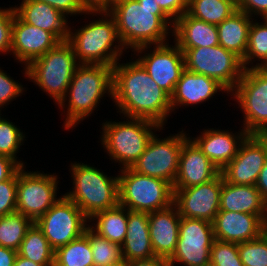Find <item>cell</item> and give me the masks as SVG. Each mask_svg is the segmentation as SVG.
<instances>
[{
    "label": "cell",
    "mask_w": 267,
    "mask_h": 266,
    "mask_svg": "<svg viewBox=\"0 0 267 266\" xmlns=\"http://www.w3.org/2000/svg\"><path fill=\"white\" fill-rule=\"evenodd\" d=\"M0 114V155L9 157L21 166H25L24 162L17 160V153L20 146L24 143L25 135L10 120L3 118Z\"/></svg>",
    "instance_id": "36"
},
{
    "label": "cell",
    "mask_w": 267,
    "mask_h": 266,
    "mask_svg": "<svg viewBox=\"0 0 267 266\" xmlns=\"http://www.w3.org/2000/svg\"><path fill=\"white\" fill-rule=\"evenodd\" d=\"M73 179L72 191L64 195L74 202L90 219L95 213L119 204V179L108 177L100 169L84 163L70 164Z\"/></svg>",
    "instance_id": "5"
},
{
    "label": "cell",
    "mask_w": 267,
    "mask_h": 266,
    "mask_svg": "<svg viewBox=\"0 0 267 266\" xmlns=\"http://www.w3.org/2000/svg\"><path fill=\"white\" fill-rule=\"evenodd\" d=\"M174 43L184 53L187 49L219 45L217 25L190 16L187 12L174 22Z\"/></svg>",
    "instance_id": "26"
},
{
    "label": "cell",
    "mask_w": 267,
    "mask_h": 266,
    "mask_svg": "<svg viewBox=\"0 0 267 266\" xmlns=\"http://www.w3.org/2000/svg\"><path fill=\"white\" fill-rule=\"evenodd\" d=\"M227 90L215 79L184 70L171 95L172 111L180 106L197 105L213 98L217 92ZM179 106V107H178ZM176 107V108H175Z\"/></svg>",
    "instance_id": "24"
},
{
    "label": "cell",
    "mask_w": 267,
    "mask_h": 266,
    "mask_svg": "<svg viewBox=\"0 0 267 266\" xmlns=\"http://www.w3.org/2000/svg\"><path fill=\"white\" fill-rule=\"evenodd\" d=\"M254 20L253 18L249 28L248 46L242 60L244 69L267 68V18H263L261 23ZM257 58L260 63L256 62L255 66L252 65Z\"/></svg>",
    "instance_id": "33"
},
{
    "label": "cell",
    "mask_w": 267,
    "mask_h": 266,
    "mask_svg": "<svg viewBox=\"0 0 267 266\" xmlns=\"http://www.w3.org/2000/svg\"><path fill=\"white\" fill-rule=\"evenodd\" d=\"M214 231L212 222L204 219L181 217L179 238L175 252L168 259L169 266L179 263L182 266L210 265V252Z\"/></svg>",
    "instance_id": "13"
},
{
    "label": "cell",
    "mask_w": 267,
    "mask_h": 266,
    "mask_svg": "<svg viewBox=\"0 0 267 266\" xmlns=\"http://www.w3.org/2000/svg\"><path fill=\"white\" fill-rule=\"evenodd\" d=\"M108 12L115 19L123 47L132 52L142 46L167 43L174 27V21L156 0H116Z\"/></svg>",
    "instance_id": "2"
},
{
    "label": "cell",
    "mask_w": 267,
    "mask_h": 266,
    "mask_svg": "<svg viewBox=\"0 0 267 266\" xmlns=\"http://www.w3.org/2000/svg\"><path fill=\"white\" fill-rule=\"evenodd\" d=\"M94 266H107L122 259L121 246L98 235L88 226Z\"/></svg>",
    "instance_id": "35"
},
{
    "label": "cell",
    "mask_w": 267,
    "mask_h": 266,
    "mask_svg": "<svg viewBox=\"0 0 267 266\" xmlns=\"http://www.w3.org/2000/svg\"><path fill=\"white\" fill-rule=\"evenodd\" d=\"M90 14L101 15V18L90 21L75 32H72L70 26L67 41L72 45L80 64L113 66L121 61L123 52H127L119 39L115 19L108 11Z\"/></svg>",
    "instance_id": "4"
},
{
    "label": "cell",
    "mask_w": 267,
    "mask_h": 266,
    "mask_svg": "<svg viewBox=\"0 0 267 266\" xmlns=\"http://www.w3.org/2000/svg\"><path fill=\"white\" fill-rule=\"evenodd\" d=\"M267 159V135L248 134L237 155L220 171L223 179L236 185H254Z\"/></svg>",
    "instance_id": "16"
},
{
    "label": "cell",
    "mask_w": 267,
    "mask_h": 266,
    "mask_svg": "<svg viewBox=\"0 0 267 266\" xmlns=\"http://www.w3.org/2000/svg\"><path fill=\"white\" fill-rule=\"evenodd\" d=\"M14 266H45L44 264L35 263L29 259H26L19 254L17 255Z\"/></svg>",
    "instance_id": "50"
},
{
    "label": "cell",
    "mask_w": 267,
    "mask_h": 266,
    "mask_svg": "<svg viewBox=\"0 0 267 266\" xmlns=\"http://www.w3.org/2000/svg\"><path fill=\"white\" fill-rule=\"evenodd\" d=\"M21 167L18 161L0 155V182L11 178Z\"/></svg>",
    "instance_id": "45"
},
{
    "label": "cell",
    "mask_w": 267,
    "mask_h": 266,
    "mask_svg": "<svg viewBox=\"0 0 267 266\" xmlns=\"http://www.w3.org/2000/svg\"><path fill=\"white\" fill-rule=\"evenodd\" d=\"M54 266H94L88 227L81 236L55 250Z\"/></svg>",
    "instance_id": "31"
},
{
    "label": "cell",
    "mask_w": 267,
    "mask_h": 266,
    "mask_svg": "<svg viewBox=\"0 0 267 266\" xmlns=\"http://www.w3.org/2000/svg\"><path fill=\"white\" fill-rule=\"evenodd\" d=\"M184 60L186 70L215 79L227 94H231L244 71L242 60L220 45L187 49Z\"/></svg>",
    "instance_id": "10"
},
{
    "label": "cell",
    "mask_w": 267,
    "mask_h": 266,
    "mask_svg": "<svg viewBox=\"0 0 267 266\" xmlns=\"http://www.w3.org/2000/svg\"><path fill=\"white\" fill-rule=\"evenodd\" d=\"M24 89L26 88H23V85L0 68V112L5 105H9L13 99L21 96Z\"/></svg>",
    "instance_id": "40"
},
{
    "label": "cell",
    "mask_w": 267,
    "mask_h": 266,
    "mask_svg": "<svg viewBox=\"0 0 267 266\" xmlns=\"http://www.w3.org/2000/svg\"><path fill=\"white\" fill-rule=\"evenodd\" d=\"M148 48H152V45L134 49V53H137L136 56H139L136 60L151 78L171 96L177 81L185 70L184 53L176 43L173 46L168 42L153 45V51L150 49V52L146 53ZM142 53L145 54L142 56L140 55Z\"/></svg>",
    "instance_id": "15"
},
{
    "label": "cell",
    "mask_w": 267,
    "mask_h": 266,
    "mask_svg": "<svg viewBox=\"0 0 267 266\" xmlns=\"http://www.w3.org/2000/svg\"><path fill=\"white\" fill-rule=\"evenodd\" d=\"M17 255L16 250L0 246V266H14Z\"/></svg>",
    "instance_id": "47"
},
{
    "label": "cell",
    "mask_w": 267,
    "mask_h": 266,
    "mask_svg": "<svg viewBox=\"0 0 267 266\" xmlns=\"http://www.w3.org/2000/svg\"><path fill=\"white\" fill-rule=\"evenodd\" d=\"M243 266H267V231L257 239L238 244Z\"/></svg>",
    "instance_id": "37"
},
{
    "label": "cell",
    "mask_w": 267,
    "mask_h": 266,
    "mask_svg": "<svg viewBox=\"0 0 267 266\" xmlns=\"http://www.w3.org/2000/svg\"><path fill=\"white\" fill-rule=\"evenodd\" d=\"M97 222L88 225L95 233L108 239L112 243H117L120 246L123 244L128 221V209L117 205L114 208L106 209L95 213L89 222Z\"/></svg>",
    "instance_id": "29"
},
{
    "label": "cell",
    "mask_w": 267,
    "mask_h": 266,
    "mask_svg": "<svg viewBox=\"0 0 267 266\" xmlns=\"http://www.w3.org/2000/svg\"><path fill=\"white\" fill-rule=\"evenodd\" d=\"M219 174L220 170L203 154L191 137H188L180 151L178 172L173 188L200 185Z\"/></svg>",
    "instance_id": "20"
},
{
    "label": "cell",
    "mask_w": 267,
    "mask_h": 266,
    "mask_svg": "<svg viewBox=\"0 0 267 266\" xmlns=\"http://www.w3.org/2000/svg\"><path fill=\"white\" fill-rule=\"evenodd\" d=\"M87 222L89 219L82 210L62 195L35 223L42 230L50 246L56 250L81 236L88 227Z\"/></svg>",
    "instance_id": "14"
},
{
    "label": "cell",
    "mask_w": 267,
    "mask_h": 266,
    "mask_svg": "<svg viewBox=\"0 0 267 266\" xmlns=\"http://www.w3.org/2000/svg\"><path fill=\"white\" fill-rule=\"evenodd\" d=\"M211 266H243L238 244L214 240L210 252Z\"/></svg>",
    "instance_id": "38"
},
{
    "label": "cell",
    "mask_w": 267,
    "mask_h": 266,
    "mask_svg": "<svg viewBox=\"0 0 267 266\" xmlns=\"http://www.w3.org/2000/svg\"><path fill=\"white\" fill-rule=\"evenodd\" d=\"M237 11L231 0H188L187 13L209 24L219 25Z\"/></svg>",
    "instance_id": "32"
},
{
    "label": "cell",
    "mask_w": 267,
    "mask_h": 266,
    "mask_svg": "<svg viewBox=\"0 0 267 266\" xmlns=\"http://www.w3.org/2000/svg\"><path fill=\"white\" fill-rule=\"evenodd\" d=\"M183 131L164 139L154 134L131 169L138 174L159 178L174 185L180 151L183 142L188 138Z\"/></svg>",
    "instance_id": "12"
},
{
    "label": "cell",
    "mask_w": 267,
    "mask_h": 266,
    "mask_svg": "<svg viewBox=\"0 0 267 266\" xmlns=\"http://www.w3.org/2000/svg\"><path fill=\"white\" fill-rule=\"evenodd\" d=\"M121 252L122 258L128 262L155 257L147 212L128 210L127 232Z\"/></svg>",
    "instance_id": "27"
},
{
    "label": "cell",
    "mask_w": 267,
    "mask_h": 266,
    "mask_svg": "<svg viewBox=\"0 0 267 266\" xmlns=\"http://www.w3.org/2000/svg\"><path fill=\"white\" fill-rule=\"evenodd\" d=\"M220 210L258 215L267 224V202L254 185L230 184L223 179Z\"/></svg>",
    "instance_id": "25"
},
{
    "label": "cell",
    "mask_w": 267,
    "mask_h": 266,
    "mask_svg": "<svg viewBox=\"0 0 267 266\" xmlns=\"http://www.w3.org/2000/svg\"><path fill=\"white\" fill-rule=\"evenodd\" d=\"M237 10L245 12L251 17L258 15L267 18V0H239Z\"/></svg>",
    "instance_id": "43"
},
{
    "label": "cell",
    "mask_w": 267,
    "mask_h": 266,
    "mask_svg": "<svg viewBox=\"0 0 267 266\" xmlns=\"http://www.w3.org/2000/svg\"><path fill=\"white\" fill-rule=\"evenodd\" d=\"M113 65L112 101L124 117L153 121L163 127L172 112L171 96L133 60ZM167 119V120H166Z\"/></svg>",
    "instance_id": "1"
},
{
    "label": "cell",
    "mask_w": 267,
    "mask_h": 266,
    "mask_svg": "<svg viewBox=\"0 0 267 266\" xmlns=\"http://www.w3.org/2000/svg\"><path fill=\"white\" fill-rule=\"evenodd\" d=\"M60 41L51 33L23 22L16 14L12 24L11 51L15 60L27 66Z\"/></svg>",
    "instance_id": "18"
},
{
    "label": "cell",
    "mask_w": 267,
    "mask_h": 266,
    "mask_svg": "<svg viewBox=\"0 0 267 266\" xmlns=\"http://www.w3.org/2000/svg\"><path fill=\"white\" fill-rule=\"evenodd\" d=\"M18 254L38 264L54 265L55 250L43 235L42 230L34 222L28 229L21 243Z\"/></svg>",
    "instance_id": "30"
},
{
    "label": "cell",
    "mask_w": 267,
    "mask_h": 266,
    "mask_svg": "<svg viewBox=\"0 0 267 266\" xmlns=\"http://www.w3.org/2000/svg\"><path fill=\"white\" fill-rule=\"evenodd\" d=\"M79 65L72 45L66 40L25 66L24 76L58 104L65 96Z\"/></svg>",
    "instance_id": "7"
},
{
    "label": "cell",
    "mask_w": 267,
    "mask_h": 266,
    "mask_svg": "<svg viewBox=\"0 0 267 266\" xmlns=\"http://www.w3.org/2000/svg\"><path fill=\"white\" fill-rule=\"evenodd\" d=\"M13 8L23 22L51 32L60 42L68 39L67 16L49 4L37 0H22L19 7Z\"/></svg>",
    "instance_id": "23"
},
{
    "label": "cell",
    "mask_w": 267,
    "mask_h": 266,
    "mask_svg": "<svg viewBox=\"0 0 267 266\" xmlns=\"http://www.w3.org/2000/svg\"><path fill=\"white\" fill-rule=\"evenodd\" d=\"M129 266H169V263L168 259L155 256L150 259L130 261Z\"/></svg>",
    "instance_id": "48"
},
{
    "label": "cell",
    "mask_w": 267,
    "mask_h": 266,
    "mask_svg": "<svg viewBox=\"0 0 267 266\" xmlns=\"http://www.w3.org/2000/svg\"><path fill=\"white\" fill-rule=\"evenodd\" d=\"M126 118L128 121H106L101 124L103 130L101 144L110 156V160L122 164L120 169L131 168L144 153L155 131L164 128L150 120Z\"/></svg>",
    "instance_id": "6"
},
{
    "label": "cell",
    "mask_w": 267,
    "mask_h": 266,
    "mask_svg": "<svg viewBox=\"0 0 267 266\" xmlns=\"http://www.w3.org/2000/svg\"><path fill=\"white\" fill-rule=\"evenodd\" d=\"M162 10L175 22L187 12L188 0H156Z\"/></svg>",
    "instance_id": "44"
},
{
    "label": "cell",
    "mask_w": 267,
    "mask_h": 266,
    "mask_svg": "<svg viewBox=\"0 0 267 266\" xmlns=\"http://www.w3.org/2000/svg\"><path fill=\"white\" fill-rule=\"evenodd\" d=\"M252 17L237 10L217 25L219 45L243 60L247 46Z\"/></svg>",
    "instance_id": "28"
},
{
    "label": "cell",
    "mask_w": 267,
    "mask_h": 266,
    "mask_svg": "<svg viewBox=\"0 0 267 266\" xmlns=\"http://www.w3.org/2000/svg\"><path fill=\"white\" fill-rule=\"evenodd\" d=\"M33 223L18 211L0 216V246L18 251Z\"/></svg>",
    "instance_id": "34"
},
{
    "label": "cell",
    "mask_w": 267,
    "mask_h": 266,
    "mask_svg": "<svg viewBox=\"0 0 267 266\" xmlns=\"http://www.w3.org/2000/svg\"><path fill=\"white\" fill-rule=\"evenodd\" d=\"M222 174L200 185L173 188V204L181 217L204 219L213 222L220 210Z\"/></svg>",
    "instance_id": "17"
},
{
    "label": "cell",
    "mask_w": 267,
    "mask_h": 266,
    "mask_svg": "<svg viewBox=\"0 0 267 266\" xmlns=\"http://www.w3.org/2000/svg\"><path fill=\"white\" fill-rule=\"evenodd\" d=\"M40 2H45L55 8L56 10L62 12L65 16L68 15L71 17L72 15L78 14H88L91 15L90 12H86L82 6L80 5L79 0H37Z\"/></svg>",
    "instance_id": "42"
},
{
    "label": "cell",
    "mask_w": 267,
    "mask_h": 266,
    "mask_svg": "<svg viewBox=\"0 0 267 266\" xmlns=\"http://www.w3.org/2000/svg\"><path fill=\"white\" fill-rule=\"evenodd\" d=\"M107 266H129V262L126 259L122 258L118 262L109 264Z\"/></svg>",
    "instance_id": "51"
},
{
    "label": "cell",
    "mask_w": 267,
    "mask_h": 266,
    "mask_svg": "<svg viewBox=\"0 0 267 266\" xmlns=\"http://www.w3.org/2000/svg\"><path fill=\"white\" fill-rule=\"evenodd\" d=\"M212 225L216 240L236 244L257 239L267 231L258 215L225 210H219Z\"/></svg>",
    "instance_id": "19"
},
{
    "label": "cell",
    "mask_w": 267,
    "mask_h": 266,
    "mask_svg": "<svg viewBox=\"0 0 267 266\" xmlns=\"http://www.w3.org/2000/svg\"><path fill=\"white\" fill-rule=\"evenodd\" d=\"M25 168L22 166L17 171L16 209L36 222L60 199L56 195L60 181L54 173L28 172Z\"/></svg>",
    "instance_id": "11"
},
{
    "label": "cell",
    "mask_w": 267,
    "mask_h": 266,
    "mask_svg": "<svg viewBox=\"0 0 267 266\" xmlns=\"http://www.w3.org/2000/svg\"><path fill=\"white\" fill-rule=\"evenodd\" d=\"M119 173V205L150 213L173 204L174 190L169 182L138 174L131 168L120 169Z\"/></svg>",
    "instance_id": "8"
},
{
    "label": "cell",
    "mask_w": 267,
    "mask_h": 266,
    "mask_svg": "<svg viewBox=\"0 0 267 266\" xmlns=\"http://www.w3.org/2000/svg\"><path fill=\"white\" fill-rule=\"evenodd\" d=\"M231 95L244 114L246 132L267 135V68L244 69Z\"/></svg>",
    "instance_id": "9"
},
{
    "label": "cell",
    "mask_w": 267,
    "mask_h": 266,
    "mask_svg": "<svg viewBox=\"0 0 267 266\" xmlns=\"http://www.w3.org/2000/svg\"><path fill=\"white\" fill-rule=\"evenodd\" d=\"M149 233L155 256L169 259L179 238L181 216L174 204L148 213Z\"/></svg>",
    "instance_id": "22"
},
{
    "label": "cell",
    "mask_w": 267,
    "mask_h": 266,
    "mask_svg": "<svg viewBox=\"0 0 267 266\" xmlns=\"http://www.w3.org/2000/svg\"><path fill=\"white\" fill-rule=\"evenodd\" d=\"M17 172L8 180L0 182V216L17 211Z\"/></svg>",
    "instance_id": "39"
},
{
    "label": "cell",
    "mask_w": 267,
    "mask_h": 266,
    "mask_svg": "<svg viewBox=\"0 0 267 266\" xmlns=\"http://www.w3.org/2000/svg\"><path fill=\"white\" fill-rule=\"evenodd\" d=\"M15 10L13 7H0V54L11 51L12 24L14 21Z\"/></svg>",
    "instance_id": "41"
},
{
    "label": "cell",
    "mask_w": 267,
    "mask_h": 266,
    "mask_svg": "<svg viewBox=\"0 0 267 266\" xmlns=\"http://www.w3.org/2000/svg\"><path fill=\"white\" fill-rule=\"evenodd\" d=\"M112 82L113 66L80 64L72 76L65 96L57 104L63 111L67 107L64 129H74L81 120L90 116L103 96L105 97V93L112 98Z\"/></svg>",
    "instance_id": "3"
},
{
    "label": "cell",
    "mask_w": 267,
    "mask_h": 266,
    "mask_svg": "<svg viewBox=\"0 0 267 266\" xmlns=\"http://www.w3.org/2000/svg\"><path fill=\"white\" fill-rule=\"evenodd\" d=\"M239 132L233 134L229 130L209 128L202 131L201 135L191 139L221 171L237 155L240 144L248 135L244 128Z\"/></svg>",
    "instance_id": "21"
},
{
    "label": "cell",
    "mask_w": 267,
    "mask_h": 266,
    "mask_svg": "<svg viewBox=\"0 0 267 266\" xmlns=\"http://www.w3.org/2000/svg\"><path fill=\"white\" fill-rule=\"evenodd\" d=\"M86 12L109 11L114 0H79Z\"/></svg>",
    "instance_id": "46"
},
{
    "label": "cell",
    "mask_w": 267,
    "mask_h": 266,
    "mask_svg": "<svg viewBox=\"0 0 267 266\" xmlns=\"http://www.w3.org/2000/svg\"><path fill=\"white\" fill-rule=\"evenodd\" d=\"M255 187L259 190L263 199L267 202V159L261 172L259 173Z\"/></svg>",
    "instance_id": "49"
},
{
    "label": "cell",
    "mask_w": 267,
    "mask_h": 266,
    "mask_svg": "<svg viewBox=\"0 0 267 266\" xmlns=\"http://www.w3.org/2000/svg\"><path fill=\"white\" fill-rule=\"evenodd\" d=\"M232 2H234L236 5L238 4L239 0H231Z\"/></svg>",
    "instance_id": "52"
}]
</instances>
